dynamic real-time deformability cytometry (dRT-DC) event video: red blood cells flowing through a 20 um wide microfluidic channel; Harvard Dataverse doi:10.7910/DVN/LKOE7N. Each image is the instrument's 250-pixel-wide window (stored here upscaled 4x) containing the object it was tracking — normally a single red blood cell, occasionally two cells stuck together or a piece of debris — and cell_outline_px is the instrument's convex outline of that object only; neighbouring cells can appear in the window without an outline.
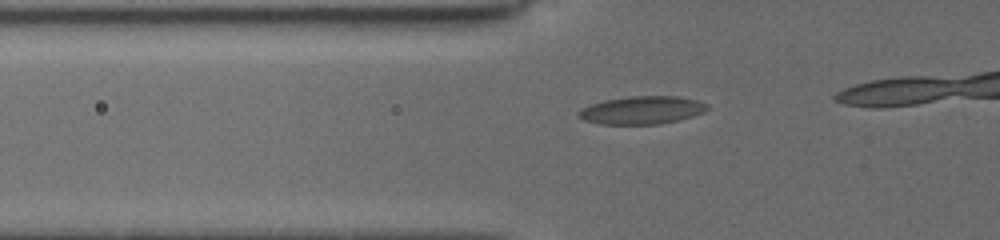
{"species": "common noctule bat (a hibernating species)", "species_latin": "Nyctalus noctula", "temperature_condition": "cold", "stored_images_in_passage": 12, "camera_frame_rate_fps": 3000, "um_per_image_px": 0.085, "animal": {"sex": "female", "body_mass_g": 19.5, "forearm_length_mm": 54.1}, "frame": {"image": 1, "passage_image": 10, "time_ms": 5.0, "image_size_px": [1000, 240], "cell_outline_px": [[708, 108], [704, 112], [680, 120], [660, 124], [600, 124], [584, 120], [576, 116], [576, 112], [580, 108], [588, 104], [604, 100], [632, 96], [676, 96], [696, 100], [708, 104]], "centroid_in_image_um": [54.51, 9.36], "position_along_channel_um": 71.3, "area_um2": 21.15}}